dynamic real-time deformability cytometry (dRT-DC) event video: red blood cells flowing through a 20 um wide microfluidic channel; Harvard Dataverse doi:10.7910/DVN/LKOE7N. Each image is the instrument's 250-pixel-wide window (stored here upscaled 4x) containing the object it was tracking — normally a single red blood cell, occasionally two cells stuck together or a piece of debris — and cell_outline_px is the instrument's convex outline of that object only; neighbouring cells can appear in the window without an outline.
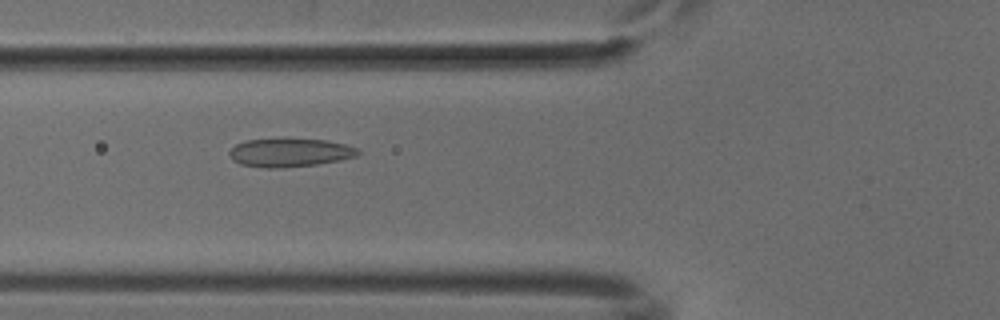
{"species": "common noctule bat (a hibernating species)", "species_latin": "Nyctalus noctula", "temperature_condition": "cold", "stored_images_in_passage": 39, "camera_frame_rate_fps": 3000, "um_per_image_px": 0.085, "animal": {"sex": "male", "body_mass_g": 18.8}, "frame": {"image": 1, "passage_image": 6, "time_ms": 1.667, "image_size_px": [1000, 320], "cell_outline_px": [[360, 152], [356, 156], [340, 160], [316, 164], [280, 168], [264, 168], [240, 164], [232, 160], [228, 152], [236, 144], [248, 140], [328, 140], [344, 144], [356, 148]], "centroid_in_image_um": [24.61, 12.99], "position_along_channel_um": 101.2, "area_um2": 20.87}}
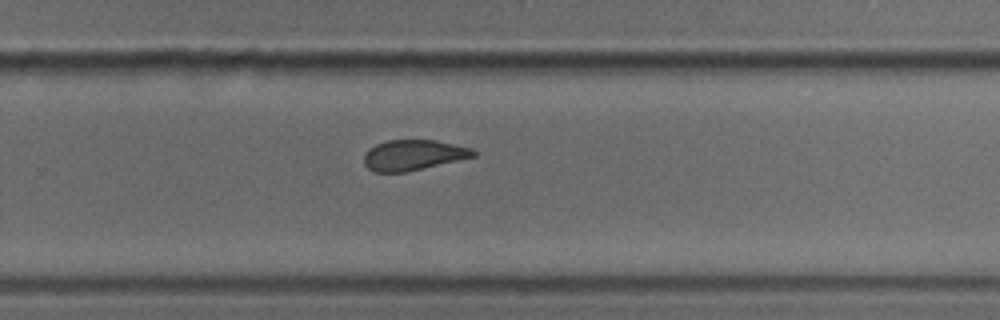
{"frame": {"image": 2, "passage_image": 21, "time_ms": 6.667, "image_size_px": [1000, 320], "cell_outline_px": [[476, 156], [404, 172], [372, 172], [364, 164], [364, 156], [376, 144], [388, 140], [436, 140], [472, 148], [476, 152]], "centroid_in_image_um": [35.14, 13.18], "position_along_channel_um": 294.7, "area_um2": 19.13}}
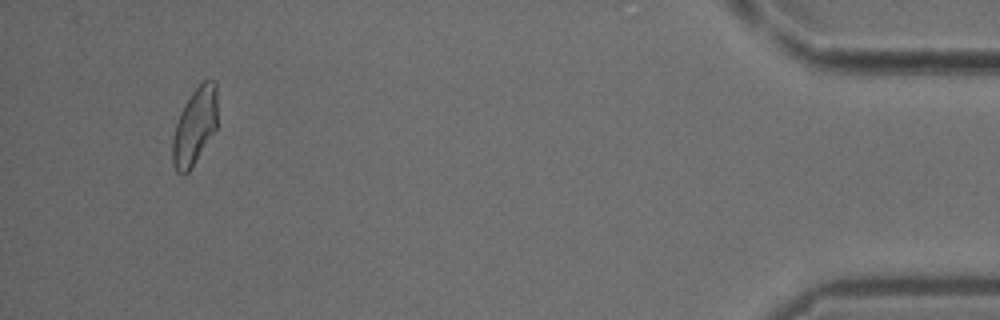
{"frame": {"image": 3, "passage_image": 36, "time_ms": 11.667, "image_size_px": [1000, 320], "cell_outline_px": [[216, 128], [188, 172], [184, 176], [176, 172], [172, 164], [172, 140], [176, 124], [180, 112], [184, 104], [192, 92], [204, 80], [216, 80]], "centroid_in_image_um": [16.52, 10.75], "position_along_channel_um": 418.7, "area_um2": 19.88}}